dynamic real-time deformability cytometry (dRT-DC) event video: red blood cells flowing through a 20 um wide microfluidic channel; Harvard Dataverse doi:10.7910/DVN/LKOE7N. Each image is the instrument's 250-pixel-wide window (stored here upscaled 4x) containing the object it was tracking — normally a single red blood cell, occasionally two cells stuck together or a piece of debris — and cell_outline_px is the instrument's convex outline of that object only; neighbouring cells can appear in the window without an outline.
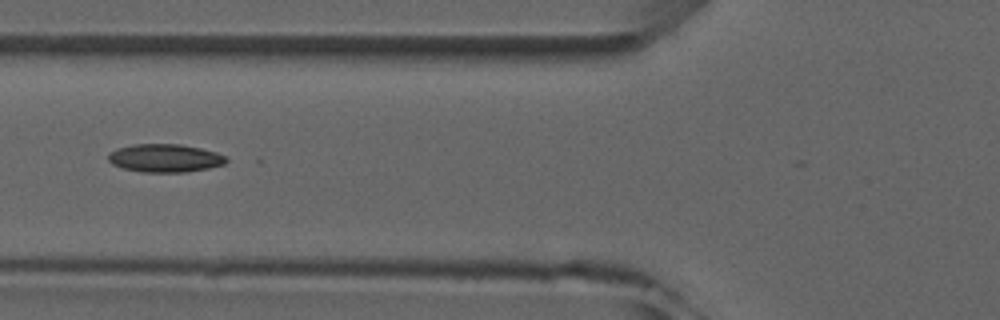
{"species": "common noctule bat (a hibernating species)", "species_latin": "Nyctalus noctula", "temperature_condition": "room temperature", "stored_images_in_passage": 4, "camera_frame_rate_fps": 3000, "um_per_image_px": 0.085, "animal": {"sex": "male", "forearm_length_mm": 52.5}, "frame": {"image": 1, "passage_image": 3, "time_ms": 2.333, "image_size_px": [1000, 320], "cell_outline_px": [[228, 160], [224, 164], [208, 168], [184, 172], [140, 172], [124, 168], [112, 164], [108, 160], [108, 152], [116, 148], [132, 144], [180, 144], [200, 148], [216, 152], [228, 156]], "centroid_in_image_um": [14.01, 13.43], "position_along_channel_um": 111.8, "area_um2": 19.48}}
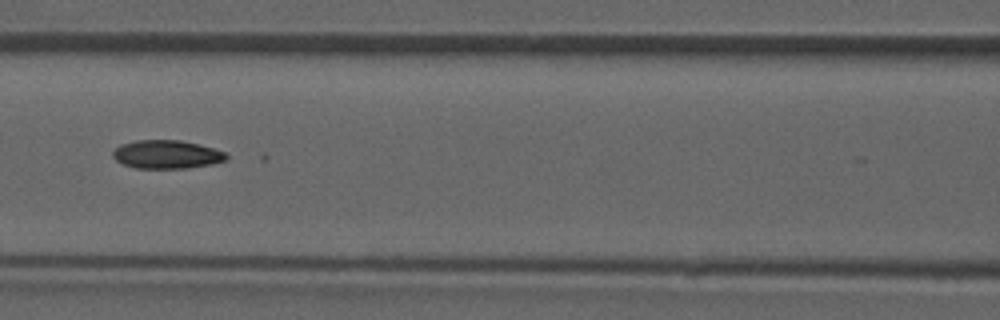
{"frame": {"image": 2, "passage_image": 4, "time_ms": 3.333, "image_size_px": [1000, 320], "cell_outline_px": [[228, 160], [212, 164], [188, 168], [136, 168], [124, 164], [116, 160], [112, 156], [112, 152], [120, 144], [136, 140], [180, 140], [212, 148], [224, 152], [228, 156]], "centroid_in_image_um": [14.16, 13.13], "position_along_channel_um": 152.4, "area_um2": 18.73}}